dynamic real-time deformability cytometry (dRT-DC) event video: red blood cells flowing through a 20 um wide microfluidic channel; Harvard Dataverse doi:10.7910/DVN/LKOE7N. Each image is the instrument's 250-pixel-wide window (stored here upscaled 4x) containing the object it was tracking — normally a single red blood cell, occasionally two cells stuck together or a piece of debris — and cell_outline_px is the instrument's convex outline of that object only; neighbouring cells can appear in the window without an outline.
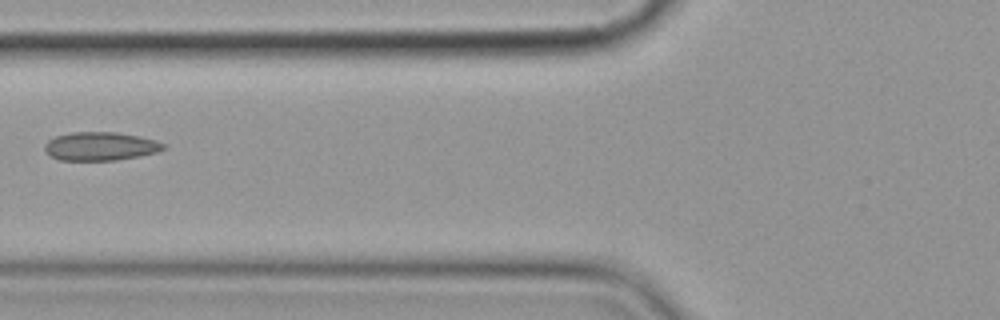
{"species": "common noctule bat (a hibernating species)", "species_latin": "Nyctalus noctula", "temperature_condition": "cold", "stored_images_in_passage": 3, "camera_frame_rate_fps": 3000, "um_per_image_px": 0.085, "animal": {"sex": "female", "body_mass_g": 19.9}, "frame": {"image": 1, "passage_image": 3, "time_ms": 2.333, "image_size_px": [1000, 320], "cell_outline_px": [[168, 148], [156, 152], [140, 156], [116, 160], [60, 160], [52, 156], [44, 148], [44, 144], [48, 140], [56, 136], [72, 132], [116, 132], [140, 136], [156, 140], [168, 144]], "centroid_in_image_um": [8.6, 12.42], "position_along_channel_um": 117.2, "area_um2": 19.83}}